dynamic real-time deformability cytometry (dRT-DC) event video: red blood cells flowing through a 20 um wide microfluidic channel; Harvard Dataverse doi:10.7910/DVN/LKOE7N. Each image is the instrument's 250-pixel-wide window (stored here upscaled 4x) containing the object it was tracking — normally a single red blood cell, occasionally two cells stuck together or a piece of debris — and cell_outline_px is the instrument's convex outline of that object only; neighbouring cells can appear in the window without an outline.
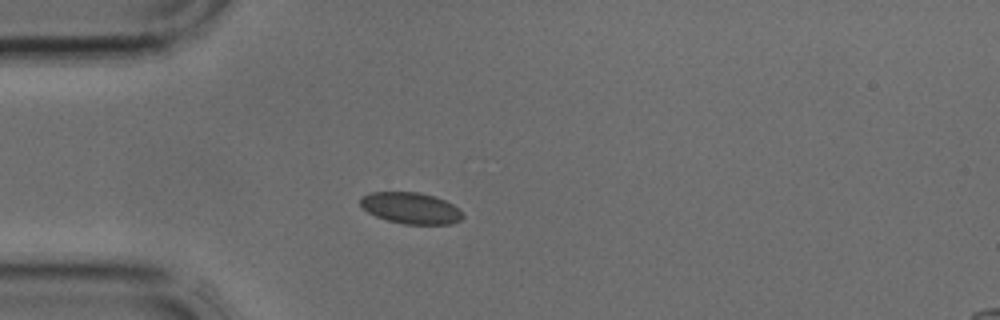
{"species": "common noctule bat (a hibernating species)", "species_latin": "Nyctalus noctula", "temperature_condition": "cold", "stored_images_in_passage": 37, "camera_frame_rate_fps": 3000, "um_per_image_px": 0.085, "animal": {"sex": "male", "body_mass_g": 17.9, "forearm_length_mm": 54.2}, "frame": {"image": 1, "passage_image": 8, "time_ms": 2.333, "image_size_px": [1000, 320], "cell_outline_px": [[464, 216], [460, 220], [452, 224], [404, 224], [388, 220], [376, 216], [368, 212], [360, 204], [360, 196], [368, 192], [420, 192], [436, 196], [460, 208]], "centroid_in_image_um": [34.93, 17.68], "position_along_channel_um": 50.1, "area_um2": 18.84}}
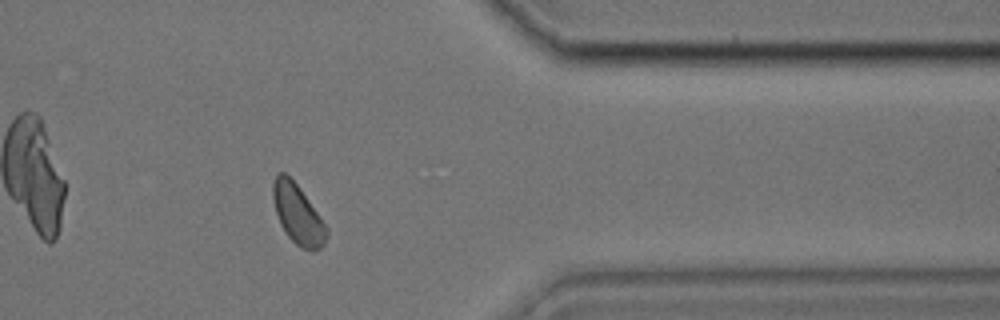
{"frame": {"image": 2, "passage_image": 30, "time_ms": 9.667, "image_size_px": [1000, 320], "cell_outline_px": [[328, 236], [324, 244], [320, 248], [312, 252], [300, 248], [284, 232], [280, 224], [276, 212], [272, 196], [272, 184], [276, 172], [284, 172], [300, 188], [328, 228]], "centroid_in_image_um": [25.31, 18.23], "position_along_channel_um": 386.1, "area_um2": 18.73}}
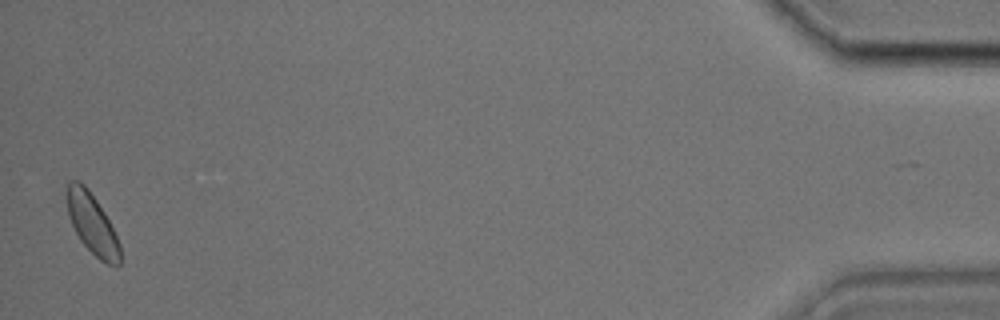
{"frame": {"image": 3, "passage_image": 37, "time_ms": 12.0, "image_size_px": [1000, 320], "cell_outline_px": [[120, 264], [116, 268], [100, 260], [80, 240], [68, 216], [68, 184], [72, 180], [80, 180], [88, 188], [104, 212], [120, 244]], "centroid_in_image_um": [7.85, 19.05], "position_along_channel_um": 427.3, "area_um2": 18.32}}